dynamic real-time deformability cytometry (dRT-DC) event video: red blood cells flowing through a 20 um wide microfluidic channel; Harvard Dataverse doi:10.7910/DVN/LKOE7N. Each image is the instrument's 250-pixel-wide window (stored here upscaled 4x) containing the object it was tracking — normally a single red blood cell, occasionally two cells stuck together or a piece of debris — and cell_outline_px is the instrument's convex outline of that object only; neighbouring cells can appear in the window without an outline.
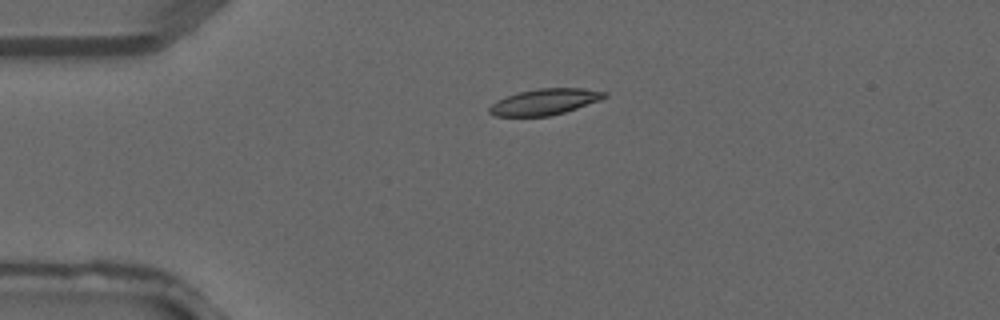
{"species": "common noctule bat (a hibernating species)", "species_latin": "Nyctalus noctula", "temperature_condition": "warm", "stored_images_in_passage": 2, "camera_frame_rate_fps": 3000, "um_per_image_px": 0.085, "animal": {"sex": "male", "forearm_length_mm": 52.5}, "frame": {"image": 1, "passage_image": 1, "time_ms": 0.0, "image_size_px": [1000, 320], "cell_outline_px": [[608, 96], [600, 100], [564, 112], [548, 116], [496, 116], [488, 112], [488, 108], [496, 100], [504, 96], [536, 88], [584, 88], [608, 92]], "centroid_in_image_um": [46.29, 8.64], "position_along_channel_um": 38.7, "area_um2": 17.51}}
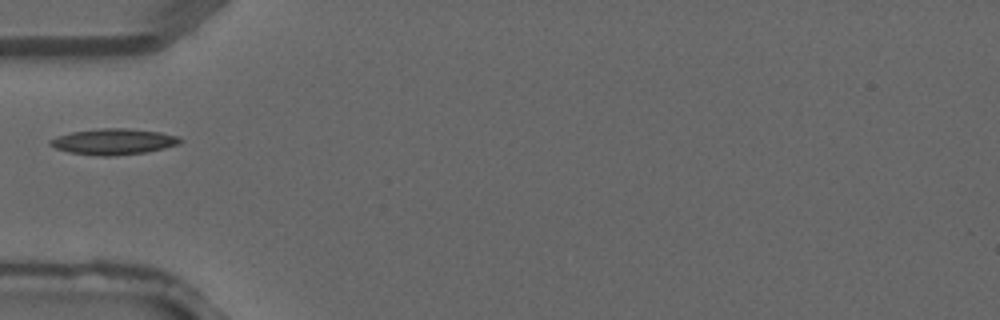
{"frame": {"image": 2, "passage_image": 2, "time_ms": 0.333, "image_size_px": [1000, 320], "cell_outline_px": [[184, 140], [180, 144], [148, 152], [116, 156], [100, 156], [68, 152], [56, 148], [48, 144], [48, 140], [72, 132], [100, 128], [128, 128], [160, 132], [176, 136]], "centroid_in_image_um": [9.68, 12.04], "position_along_channel_um": 75.3, "area_um2": 19.71}}